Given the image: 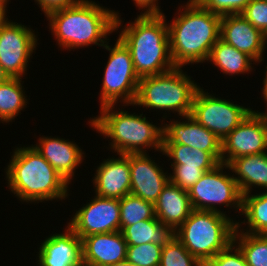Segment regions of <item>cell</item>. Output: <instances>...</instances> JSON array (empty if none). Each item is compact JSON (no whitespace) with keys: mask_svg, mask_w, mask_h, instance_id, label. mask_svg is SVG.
<instances>
[{"mask_svg":"<svg viewBox=\"0 0 267 266\" xmlns=\"http://www.w3.org/2000/svg\"><path fill=\"white\" fill-rule=\"evenodd\" d=\"M118 14L93 1L82 0L74 6L53 11L46 17L58 45L70 50L91 44L104 47L107 35L122 26Z\"/></svg>","mask_w":267,"mask_h":266,"instance_id":"obj_1","label":"cell"},{"mask_svg":"<svg viewBox=\"0 0 267 266\" xmlns=\"http://www.w3.org/2000/svg\"><path fill=\"white\" fill-rule=\"evenodd\" d=\"M107 42L103 48L110 52L105 67L102 89L100 91L101 107L115 105L122 101L127 106L133 105L137 95L140 78L136 74L130 50L118 38L114 47Z\"/></svg>","mask_w":267,"mask_h":266,"instance_id":"obj_8","label":"cell"},{"mask_svg":"<svg viewBox=\"0 0 267 266\" xmlns=\"http://www.w3.org/2000/svg\"><path fill=\"white\" fill-rule=\"evenodd\" d=\"M251 111V108L209 95L199 87L193 99L190 116L222 142Z\"/></svg>","mask_w":267,"mask_h":266,"instance_id":"obj_9","label":"cell"},{"mask_svg":"<svg viewBox=\"0 0 267 266\" xmlns=\"http://www.w3.org/2000/svg\"><path fill=\"white\" fill-rule=\"evenodd\" d=\"M120 231L126 226L134 225L142 220L156 218L154 204L132 194L119 199Z\"/></svg>","mask_w":267,"mask_h":266,"instance_id":"obj_29","label":"cell"},{"mask_svg":"<svg viewBox=\"0 0 267 266\" xmlns=\"http://www.w3.org/2000/svg\"><path fill=\"white\" fill-rule=\"evenodd\" d=\"M39 145H32L52 167L70 184L75 170L85 156L81 148L73 141L63 138L40 137Z\"/></svg>","mask_w":267,"mask_h":266,"instance_id":"obj_20","label":"cell"},{"mask_svg":"<svg viewBox=\"0 0 267 266\" xmlns=\"http://www.w3.org/2000/svg\"><path fill=\"white\" fill-rule=\"evenodd\" d=\"M8 1L9 0H0V4L3 5L6 8L7 7L6 5H7Z\"/></svg>","mask_w":267,"mask_h":266,"instance_id":"obj_42","label":"cell"},{"mask_svg":"<svg viewBox=\"0 0 267 266\" xmlns=\"http://www.w3.org/2000/svg\"><path fill=\"white\" fill-rule=\"evenodd\" d=\"M220 163L205 174L188 191L193 210L221 212L216 205L242 211V194L234 176L223 173Z\"/></svg>","mask_w":267,"mask_h":266,"instance_id":"obj_10","label":"cell"},{"mask_svg":"<svg viewBox=\"0 0 267 266\" xmlns=\"http://www.w3.org/2000/svg\"><path fill=\"white\" fill-rule=\"evenodd\" d=\"M119 156V158H108L97 167L92 180L97 196L121 199L130 194L129 154H119Z\"/></svg>","mask_w":267,"mask_h":266,"instance_id":"obj_18","label":"cell"},{"mask_svg":"<svg viewBox=\"0 0 267 266\" xmlns=\"http://www.w3.org/2000/svg\"><path fill=\"white\" fill-rule=\"evenodd\" d=\"M129 166L130 194L154 204L170 181L169 176L166 175L167 172L164 173V170L151 160L147 153L129 154Z\"/></svg>","mask_w":267,"mask_h":266,"instance_id":"obj_15","label":"cell"},{"mask_svg":"<svg viewBox=\"0 0 267 266\" xmlns=\"http://www.w3.org/2000/svg\"><path fill=\"white\" fill-rule=\"evenodd\" d=\"M10 77L3 70V67L0 65V84L6 82Z\"/></svg>","mask_w":267,"mask_h":266,"instance_id":"obj_41","label":"cell"},{"mask_svg":"<svg viewBox=\"0 0 267 266\" xmlns=\"http://www.w3.org/2000/svg\"><path fill=\"white\" fill-rule=\"evenodd\" d=\"M162 14H143L121 28L119 39L130 50L139 78L174 69L169 44L168 25Z\"/></svg>","mask_w":267,"mask_h":266,"instance_id":"obj_3","label":"cell"},{"mask_svg":"<svg viewBox=\"0 0 267 266\" xmlns=\"http://www.w3.org/2000/svg\"><path fill=\"white\" fill-rule=\"evenodd\" d=\"M207 61L213 62L223 74H231L232 76L252 71L253 63L251 62H255L248 54L237 50L221 38L211 48Z\"/></svg>","mask_w":267,"mask_h":266,"instance_id":"obj_24","label":"cell"},{"mask_svg":"<svg viewBox=\"0 0 267 266\" xmlns=\"http://www.w3.org/2000/svg\"><path fill=\"white\" fill-rule=\"evenodd\" d=\"M236 222L222 212L193 210L174 236L201 263L232 242Z\"/></svg>","mask_w":267,"mask_h":266,"instance_id":"obj_6","label":"cell"},{"mask_svg":"<svg viewBox=\"0 0 267 266\" xmlns=\"http://www.w3.org/2000/svg\"><path fill=\"white\" fill-rule=\"evenodd\" d=\"M220 38L234 46L237 50L245 52L255 62L263 61L265 35L253 27L241 14L221 16Z\"/></svg>","mask_w":267,"mask_h":266,"instance_id":"obj_16","label":"cell"},{"mask_svg":"<svg viewBox=\"0 0 267 266\" xmlns=\"http://www.w3.org/2000/svg\"><path fill=\"white\" fill-rule=\"evenodd\" d=\"M225 168L238 175L234 179L242 195L251 193L252 186L267 191V152L237 157Z\"/></svg>","mask_w":267,"mask_h":266,"instance_id":"obj_22","label":"cell"},{"mask_svg":"<svg viewBox=\"0 0 267 266\" xmlns=\"http://www.w3.org/2000/svg\"><path fill=\"white\" fill-rule=\"evenodd\" d=\"M240 225L236 222L233 243H238L235 246L242 252L245 262L248 266H267V235L246 233L240 230Z\"/></svg>","mask_w":267,"mask_h":266,"instance_id":"obj_27","label":"cell"},{"mask_svg":"<svg viewBox=\"0 0 267 266\" xmlns=\"http://www.w3.org/2000/svg\"><path fill=\"white\" fill-rule=\"evenodd\" d=\"M159 266H202V264L173 236L162 248Z\"/></svg>","mask_w":267,"mask_h":266,"instance_id":"obj_30","label":"cell"},{"mask_svg":"<svg viewBox=\"0 0 267 266\" xmlns=\"http://www.w3.org/2000/svg\"><path fill=\"white\" fill-rule=\"evenodd\" d=\"M251 193L242 195V211L241 215L245 216L248 227L246 233L267 235V191L250 195Z\"/></svg>","mask_w":267,"mask_h":266,"instance_id":"obj_26","label":"cell"},{"mask_svg":"<svg viewBox=\"0 0 267 266\" xmlns=\"http://www.w3.org/2000/svg\"><path fill=\"white\" fill-rule=\"evenodd\" d=\"M11 158L6 177L19 200L31 203L68 196L69 183L33 146L16 148Z\"/></svg>","mask_w":267,"mask_h":266,"instance_id":"obj_4","label":"cell"},{"mask_svg":"<svg viewBox=\"0 0 267 266\" xmlns=\"http://www.w3.org/2000/svg\"><path fill=\"white\" fill-rule=\"evenodd\" d=\"M234 251V252H233ZM202 266H248L244 256L235 243H231L226 249L216 256L206 260Z\"/></svg>","mask_w":267,"mask_h":266,"instance_id":"obj_35","label":"cell"},{"mask_svg":"<svg viewBox=\"0 0 267 266\" xmlns=\"http://www.w3.org/2000/svg\"><path fill=\"white\" fill-rule=\"evenodd\" d=\"M202 8L217 15L241 14L251 0H195Z\"/></svg>","mask_w":267,"mask_h":266,"instance_id":"obj_32","label":"cell"},{"mask_svg":"<svg viewBox=\"0 0 267 266\" xmlns=\"http://www.w3.org/2000/svg\"><path fill=\"white\" fill-rule=\"evenodd\" d=\"M172 169L173 175H169L170 182L181 189L189 191L205 172L211 171L214 168L172 167Z\"/></svg>","mask_w":267,"mask_h":266,"instance_id":"obj_33","label":"cell"},{"mask_svg":"<svg viewBox=\"0 0 267 266\" xmlns=\"http://www.w3.org/2000/svg\"><path fill=\"white\" fill-rule=\"evenodd\" d=\"M32 31L8 18L0 25V65L10 78L25 75L38 40Z\"/></svg>","mask_w":267,"mask_h":266,"instance_id":"obj_11","label":"cell"},{"mask_svg":"<svg viewBox=\"0 0 267 266\" xmlns=\"http://www.w3.org/2000/svg\"><path fill=\"white\" fill-rule=\"evenodd\" d=\"M155 216L174 232L183 224L193 211L188 191L170 181L163 188L154 203Z\"/></svg>","mask_w":267,"mask_h":266,"instance_id":"obj_21","label":"cell"},{"mask_svg":"<svg viewBox=\"0 0 267 266\" xmlns=\"http://www.w3.org/2000/svg\"><path fill=\"white\" fill-rule=\"evenodd\" d=\"M241 15L264 35L267 33V0H251Z\"/></svg>","mask_w":267,"mask_h":266,"instance_id":"obj_34","label":"cell"},{"mask_svg":"<svg viewBox=\"0 0 267 266\" xmlns=\"http://www.w3.org/2000/svg\"><path fill=\"white\" fill-rule=\"evenodd\" d=\"M6 8L0 4V25L7 19Z\"/></svg>","mask_w":267,"mask_h":266,"instance_id":"obj_40","label":"cell"},{"mask_svg":"<svg viewBox=\"0 0 267 266\" xmlns=\"http://www.w3.org/2000/svg\"><path fill=\"white\" fill-rule=\"evenodd\" d=\"M108 266H139L134 263L128 262L126 259Z\"/></svg>","mask_w":267,"mask_h":266,"instance_id":"obj_39","label":"cell"},{"mask_svg":"<svg viewBox=\"0 0 267 266\" xmlns=\"http://www.w3.org/2000/svg\"><path fill=\"white\" fill-rule=\"evenodd\" d=\"M68 227L79 237L120 231L119 199L95 197L80 208Z\"/></svg>","mask_w":267,"mask_h":266,"instance_id":"obj_13","label":"cell"},{"mask_svg":"<svg viewBox=\"0 0 267 266\" xmlns=\"http://www.w3.org/2000/svg\"><path fill=\"white\" fill-rule=\"evenodd\" d=\"M39 4L41 11L44 12L45 16L49 13L63 9L66 7L74 6L80 3L82 0H35Z\"/></svg>","mask_w":267,"mask_h":266,"instance_id":"obj_36","label":"cell"},{"mask_svg":"<svg viewBox=\"0 0 267 266\" xmlns=\"http://www.w3.org/2000/svg\"><path fill=\"white\" fill-rule=\"evenodd\" d=\"M263 88H262V94H263V98L266 101V105H267V66H266V72H265V78L263 80Z\"/></svg>","mask_w":267,"mask_h":266,"instance_id":"obj_38","label":"cell"},{"mask_svg":"<svg viewBox=\"0 0 267 266\" xmlns=\"http://www.w3.org/2000/svg\"><path fill=\"white\" fill-rule=\"evenodd\" d=\"M267 44V33L265 34V45Z\"/></svg>","mask_w":267,"mask_h":266,"instance_id":"obj_43","label":"cell"},{"mask_svg":"<svg viewBox=\"0 0 267 266\" xmlns=\"http://www.w3.org/2000/svg\"><path fill=\"white\" fill-rule=\"evenodd\" d=\"M39 266H84L82 242L68 226L65 233L53 234L40 245Z\"/></svg>","mask_w":267,"mask_h":266,"instance_id":"obj_19","label":"cell"},{"mask_svg":"<svg viewBox=\"0 0 267 266\" xmlns=\"http://www.w3.org/2000/svg\"><path fill=\"white\" fill-rule=\"evenodd\" d=\"M136 7L146 10L143 14H162L158 0H133ZM157 4V5H156Z\"/></svg>","mask_w":267,"mask_h":266,"instance_id":"obj_37","label":"cell"},{"mask_svg":"<svg viewBox=\"0 0 267 266\" xmlns=\"http://www.w3.org/2000/svg\"><path fill=\"white\" fill-rule=\"evenodd\" d=\"M21 82L22 78H9L0 84V121L2 123L12 122L27 105V96L24 95Z\"/></svg>","mask_w":267,"mask_h":266,"instance_id":"obj_28","label":"cell"},{"mask_svg":"<svg viewBox=\"0 0 267 266\" xmlns=\"http://www.w3.org/2000/svg\"><path fill=\"white\" fill-rule=\"evenodd\" d=\"M115 105L100 108L97 117L90 118V126L106 137L109 145L117 155L146 153V148L162 152L163 126L150 123L143 114H130L128 111H117ZM145 148V150H143Z\"/></svg>","mask_w":267,"mask_h":266,"instance_id":"obj_5","label":"cell"},{"mask_svg":"<svg viewBox=\"0 0 267 266\" xmlns=\"http://www.w3.org/2000/svg\"><path fill=\"white\" fill-rule=\"evenodd\" d=\"M127 246L156 243L164 246L175 234L167 225L157 218L142 220L134 225L126 226L122 231Z\"/></svg>","mask_w":267,"mask_h":266,"instance_id":"obj_23","label":"cell"},{"mask_svg":"<svg viewBox=\"0 0 267 266\" xmlns=\"http://www.w3.org/2000/svg\"><path fill=\"white\" fill-rule=\"evenodd\" d=\"M162 248L156 243L127 246L126 260L139 266H159Z\"/></svg>","mask_w":267,"mask_h":266,"instance_id":"obj_31","label":"cell"},{"mask_svg":"<svg viewBox=\"0 0 267 266\" xmlns=\"http://www.w3.org/2000/svg\"><path fill=\"white\" fill-rule=\"evenodd\" d=\"M179 11L167 24L172 61L181 68L190 63H203L220 39L221 16L205 10L195 0H188Z\"/></svg>","mask_w":267,"mask_h":266,"instance_id":"obj_2","label":"cell"},{"mask_svg":"<svg viewBox=\"0 0 267 266\" xmlns=\"http://www.w3.org/2000/svg\"><path fill=\"white\" fill-rule=\"evenodd\" d=\"M183 118L185 122L171 121L163 126L162 144H183L206 151L221 163L222 142L190 115Z\"/></svg>","mask_w":267,"mask_h":266,"instance_id":"obj_14","label":"cell"},{"mask_svg":"<svg viewBox=\"0 0 267 266\" xmlns=\"http://www.w3.org/2000/svg\"><path fill=\"white\" fill-rule=\"evenodd\" d=\"M162 153L173 160L172 167L215 168L220 164L209 152L183 144H162Z\"/></svg>","mask_w":267,"mask_h":266,"instance_id":"obj_25","label":"cell"},{"mask_svg":"<svg viewBox=\"0 0 267 266\" xmlns=\"http://www.w3.org/2000/svg\"><path fill=\"white\" fill-rule=\"evenodd\" d=\"M266 149L267 113L252 110L222 141L221 163L228 165L237 157L260 154Z\"/></svg>","mask_w":267,"mask_h":266,"instance_id":"obj_12","label":"cell"},{"mask_svg":"<svg viewBox=\"0 0 267 266\" xmlns=\"http://www.w3.org/2000/svg\"><path fill=\"white\" fill-rule=\"evenodd\" d=\"M189 77L183 73L181 67H175L162 74L142 77L133 105L168 112L171 110L182 117L190 115L193 99L200 85Z\"/></svg>","mask_w":267,"mask_h":266,"instance_id":"obj_7","label":"cell"},{"mask_svg":"<svg viewBox=\"0 0 267 266\" xmlns=\"http://www.w3.org/2000/svg\"><path fill=\"white\" fill-rule=\"evenodd\" d=\"M84 266H108L126 259L127 243L121 231L83 237Z\"/></svg>","mask_w":267,"mask_h":266,"instance_id":"obj_17","label":"cell"}]
</instances>
